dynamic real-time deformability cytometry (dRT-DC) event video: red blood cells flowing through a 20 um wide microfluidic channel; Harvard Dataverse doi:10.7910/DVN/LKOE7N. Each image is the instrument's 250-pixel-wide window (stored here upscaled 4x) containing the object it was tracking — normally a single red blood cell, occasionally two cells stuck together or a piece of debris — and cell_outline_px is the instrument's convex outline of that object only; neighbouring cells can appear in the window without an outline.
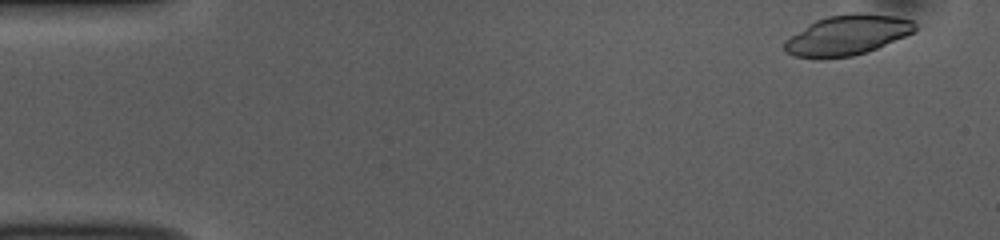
{"species": "common noctule bat (a hibernating species)", "species_latin": "Nyctalus noctula", "temperature_condition": "room temperature", "stored_images_in_passage": 52, "camera_frame_rate_fps": 3000, "um_per_image_px": 0.085, "animal": {"sex": "female", "body_mass_g": 10.0, "forearm_length_mm": 53.1}, "frame": {"image": 1, "passage_image": 2, "time_ms": 0.333, "image_size_px": [1000, 240], "cell_outline_px": [[916, 32], [868, 52], [852, 56], [820, 60], [792, 56], [784, 52], [784, 40], [808, 24], [816, 20], [828, 16], [852, 12], [856, 12], [896, 16], [912, 20], [916, 24]], "centroid_in_image_um": [72.0, 3.01], "position_along_channel_um": 13.0, "area_um2": 31.15}}